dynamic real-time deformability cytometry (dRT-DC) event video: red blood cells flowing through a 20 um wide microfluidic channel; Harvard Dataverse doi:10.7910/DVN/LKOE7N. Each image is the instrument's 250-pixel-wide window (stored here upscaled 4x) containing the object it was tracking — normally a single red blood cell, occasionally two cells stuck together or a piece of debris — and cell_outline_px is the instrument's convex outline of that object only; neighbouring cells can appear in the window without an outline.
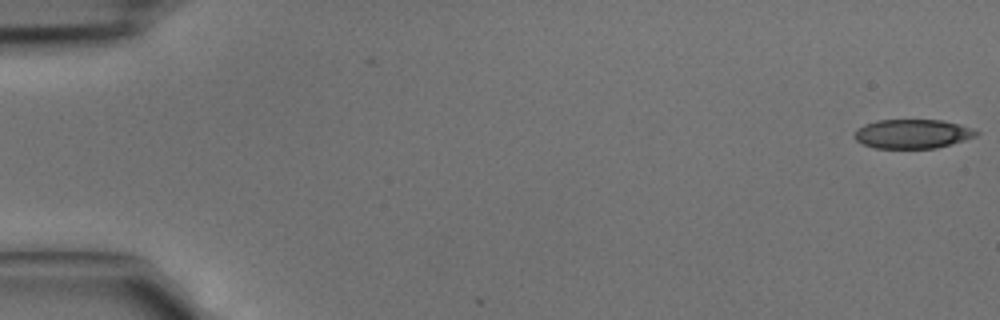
{"species": "common noctule bat (a hibernating species)", "species_latin": "Nyctalus noctula", "temperature_condition": "cold", "stored_images_in_passage": 5, "camera_frame_rate_fps": 3000, "um_per_image_px": 0.085, "animal": {"sex": "male", "body_mass_g": 15.6}, "frame": {"image": 1, "passage_image": 1, "time_ms": 0.0, "image_size_px": [1000, 320], "cell_outline_px": [[980, 132], [976, 136], [964, 140], [936, 148], [876, 148], [864, 144], [856, 140], [856, 128], [864, 124], [876, 120], [940, 120], [960, 124], [972, 128]], "centroid_in_image_um": [77.57, 11.37], "position_along_channel_um": 7.4, "area_um2": 20.58}}
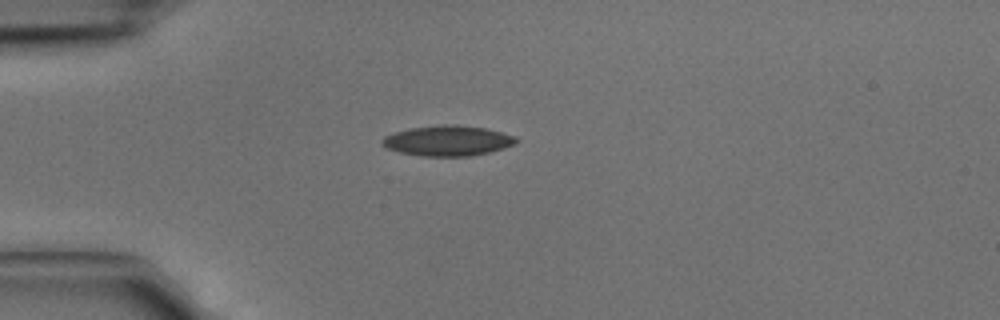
{"frame": {"image": 2, "passage_image": 4, "time_ms": 1.0, "image_size_px": [1000, 320], "cell_outline_px": [[520, 140], [516, 144], [504, 148], [488, 152], [468, 156], [420, 156], [400, 152], [384, 148], [380, 144], [380, 140], [384, 136], [392, 132], [408, 128], [440, 124], [456, 124], [484, 128], [516, 136]], "centroid_in_image_um": [38.0, 11.95], "position_along_channel_um": 47.0, "area_um2": 24.04}}